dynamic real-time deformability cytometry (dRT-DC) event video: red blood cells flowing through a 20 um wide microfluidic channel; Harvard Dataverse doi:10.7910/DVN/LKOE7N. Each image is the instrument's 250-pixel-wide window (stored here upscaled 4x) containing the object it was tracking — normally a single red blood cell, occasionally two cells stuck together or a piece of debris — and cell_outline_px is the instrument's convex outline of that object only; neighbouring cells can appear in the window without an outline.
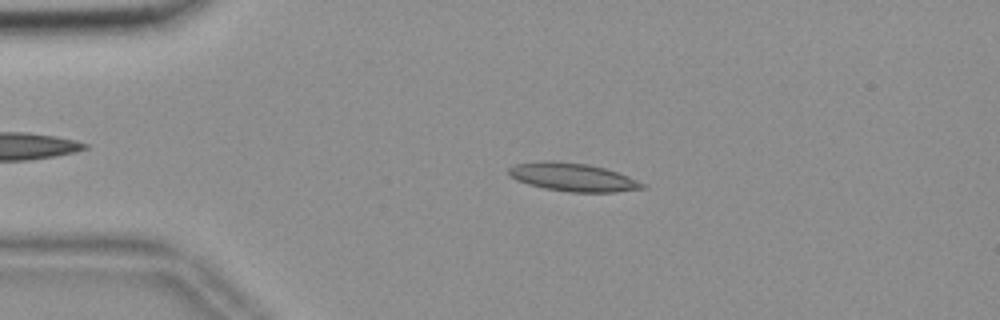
{"species": "common noctule bat (a hibernating species)", "species_latin": "Nyctalus noctula", "temperature_condition": "room temperature", "stored_images_in_passage": 47, "camera_frame_rate_fps": 3000, "um_per_image_px": 0.085, "animal": {"sex": "female", "body_mass_g": 18.4}, "frame": {"image": 1, "passage_image": 4, "time_ms": 1.0, "image_size_px": [1000, 320], "cell_outline_px": [[648, 188], [616, 192], [568, 192], [544, 188], [528, 184], [516, 180], [508, 176], [508, 168], [516, 164], [540, 160], [552, 160], [588, 164], [604, 168], [628, 176], [644, 184]], "centroid_in_image_um": [48.65, 15.05], "position_along_channel_um": 36.3, "area_um2": 22.14}}
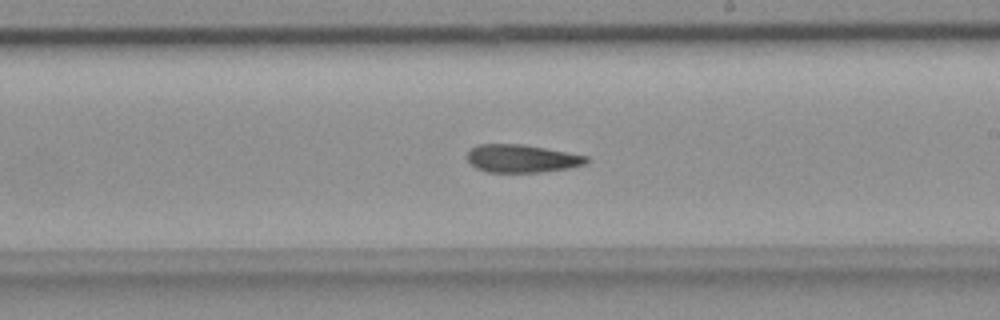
{"frame": {"image": 2, "passage_image": 24, "time_ms": 7.667, "image_size_px": [1000, 320], "cell_outline_px": [[588, 164], [568, 168], [544, 172], [488, 172], [476, 168], [468, 160], [468, 152], [476, 144], [524, 144], [588, 156]], "centroid_in_image_um": [44.38, 13.47], "position_along_channel_um": 244.6, "area_um2": 19.42}}
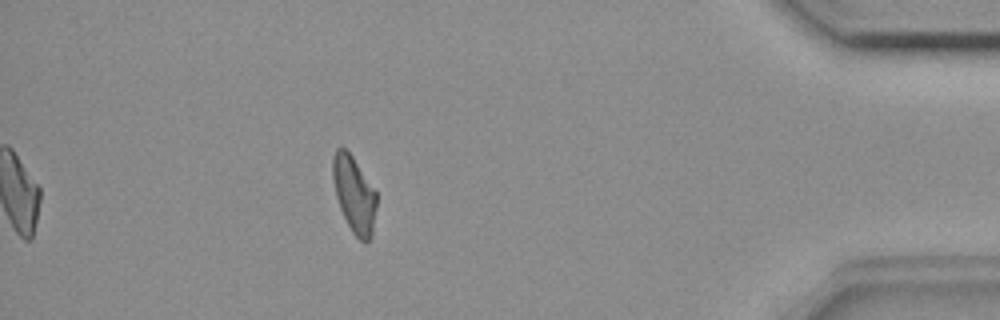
{"frame": {"image": 3, "passage_image": 41, "time_ms": 13.333, "image_size_px": [1000, 320], "cell_outline_px": [[376, 208], [372, 236], [364, 244], [352, 232], [340, 208], [336, 196], [332, 176], [332, 156], [336, 148], [344, 148], [352, 156], [376, 192]], "centroid_in_image_um": [30.09, 16.53], "position_along_channel_um": 405.1, "area_um2": 19.31}}